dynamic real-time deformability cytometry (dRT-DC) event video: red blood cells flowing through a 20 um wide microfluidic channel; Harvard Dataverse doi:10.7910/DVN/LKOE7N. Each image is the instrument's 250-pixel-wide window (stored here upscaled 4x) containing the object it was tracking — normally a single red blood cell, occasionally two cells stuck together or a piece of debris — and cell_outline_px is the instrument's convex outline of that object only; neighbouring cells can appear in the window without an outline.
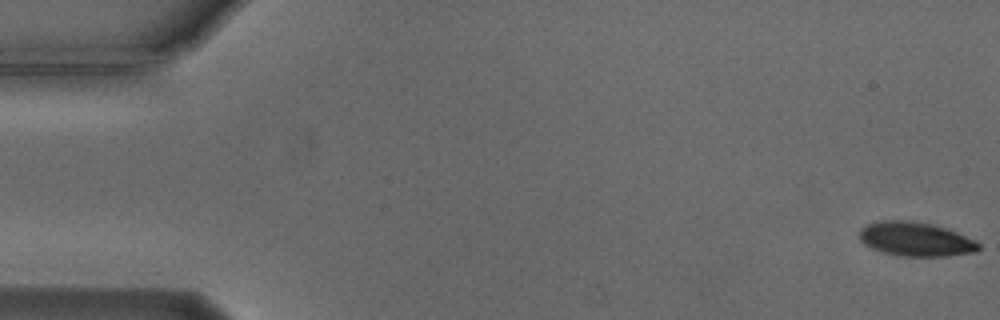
{"species": "Egyptian fruit bat (a non-hibernating species)", "species_latin": "Rousettus aegyptiacus", "temperature_condition": "cold", "stored_images_in_passage": 55, "camera_frame_rate_fps": 3000, "um_per_image_px": 0.085, "animal": {"sex": "male"}, "frame": {"image": 1, "passage_image": 1, "time_ms": 0.0, "image_size_px": [1000, 320], "cell_outline_px": [[980, 248], [976, 252], [944, 256], [900, 256], [884, 252], [872, 248], [864, 244], [860, 240], [860, 228], [868, 224], [880, 220], [908, 220], [932, 224], [948, 228], [976, 240], [980, 244]], "centroid_in_image_um": [77.85, 20.32], "position_along_channel_um": 7.1, "area_um2": 23.81}}
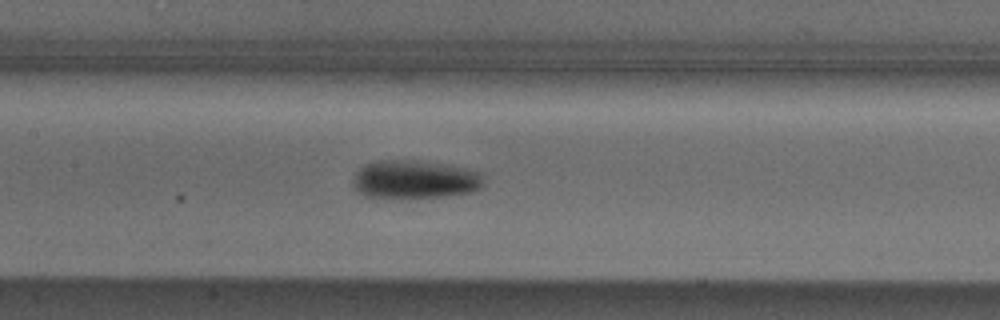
{"frame": {"image": 2, "passage_image": 26, "time_ms": 8.333, "image_size_px": [1000, 320], "cell_outline_px": [[484, 184], [480, 188], [472, 192], [444, 196], [364, 196], [352, 184], [352, 180], [356, 172], [364, 164], [376, 160], [416, 160], [444, 164], [468, 168], [480, 172]], "centroid_in_image_um": [35.27, 15.21], "position_along_channel_um": 172.1, "area_um2": 28.84}}
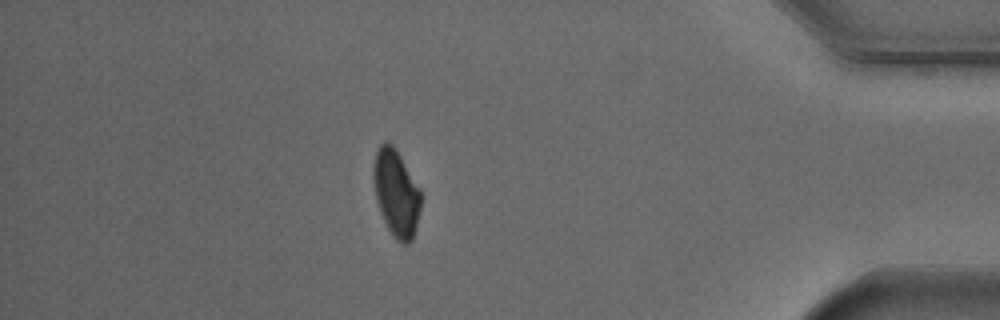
{"frame": {"image": 3, "passage_image": 48, "time_ms": 15.667, "image_size_px": [1000, 320], "cell_outline_px": [[420, 208], [416, 228], [412, 240], [408, 244], [404, 244], [396, 240], [388, 228], [380, 212], [376, 200], [372, 176], [372, 168], [376, 152], [380, 144], [384, 140], [388, 140], [396, 148], [420, 188]], "centroid_in_image_um": [33.66, 16.37], "position_along_channel_um": 401.5, "area_um2": 24.22}, "authors_computed_cell_mechanics": {"area_um2": 25.6632, "velocity_mm_per_s": 3.7339, "shape_relaxation_time_tau1_ms": 1.6954, "shape_relaxation_time_tau2_ms": null, "deformation_change_tau1": 0.1244, "deformation_change_tau2": null}}